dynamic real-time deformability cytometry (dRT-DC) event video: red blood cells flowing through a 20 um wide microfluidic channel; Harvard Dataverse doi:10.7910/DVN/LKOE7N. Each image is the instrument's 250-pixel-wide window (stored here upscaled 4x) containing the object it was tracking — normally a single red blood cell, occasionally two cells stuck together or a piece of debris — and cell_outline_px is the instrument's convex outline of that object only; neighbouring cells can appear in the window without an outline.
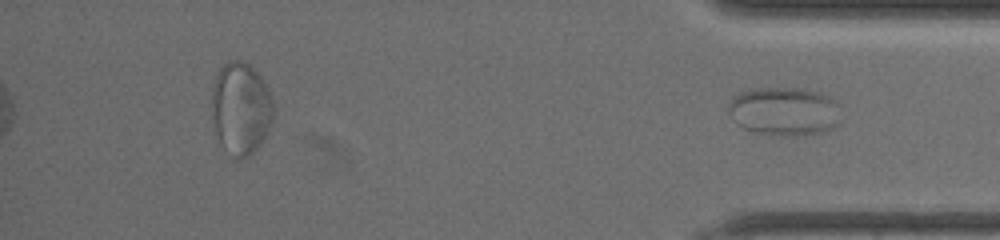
{"species": "common noctule bat (a hibernating species)", "species_latin": "Nyctalus noctula", "temperature_condition": "warm", "stored_images_in_passage": 26, "segment_of_instrument_passage": [2, 2], "camera_frame_rate_fps": 3000, "um_per_image_px": 0.085, "animal": {"sex": "female", "body_mass_g": 19.5, "forearm_length_mm": 54.1}, "frame": {"image": 1, "passage_image": 26, "time_ms": 9.667, "image_size_px": [1000, 240], "cell_outline_px": [[840, 104], [836, 128], [824, 132], [808, 136], [768, 136], [752, 132], [736, 124], [732, 120], [728, 112], [728, 104], [732, 96], [740, 92], [760, 88], [800, 88], [820, 92], [836, 100]], "centroid_in_image_um": [66.66, 9.49], "position_along_channel_um": 368.5, "area_um2": 32.77}}